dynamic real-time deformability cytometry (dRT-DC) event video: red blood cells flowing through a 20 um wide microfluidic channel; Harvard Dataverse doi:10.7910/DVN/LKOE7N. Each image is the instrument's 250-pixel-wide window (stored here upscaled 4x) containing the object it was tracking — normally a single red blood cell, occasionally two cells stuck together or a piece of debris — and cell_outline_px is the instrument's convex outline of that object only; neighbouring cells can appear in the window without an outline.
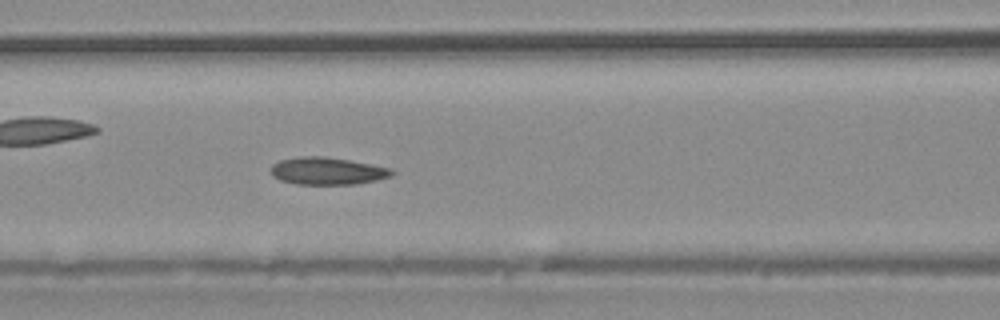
{"species": "common noctule bat (a hibernating species)", "species_latin": "Nyctalus noctula", "temperature_condition": "warm", "stored_images_in_passage": 37, "camera_frame_rate_fps": 3000, "um_per_image_px": 0.085, "animal": {"sex": "male", "body_mass_g": 20.4}, "frame": {"image": 1, "passage_image": 16, "time_ms": 5.0, "image_size_px": [1000, 320], "cell_outline_px": [[396, 172], [392, 176], [376, 180], [356, 184], [296, 184], [280, 180], [272, 176], [268, 168], [272, 164], [280, 160], [300, 156], [324, 156], [372, 164], [392, 168]], "centroid_in_image_um": [27.81, 14.53], "position_along_channel_um": 138.8, "area_um2": 19.54}}